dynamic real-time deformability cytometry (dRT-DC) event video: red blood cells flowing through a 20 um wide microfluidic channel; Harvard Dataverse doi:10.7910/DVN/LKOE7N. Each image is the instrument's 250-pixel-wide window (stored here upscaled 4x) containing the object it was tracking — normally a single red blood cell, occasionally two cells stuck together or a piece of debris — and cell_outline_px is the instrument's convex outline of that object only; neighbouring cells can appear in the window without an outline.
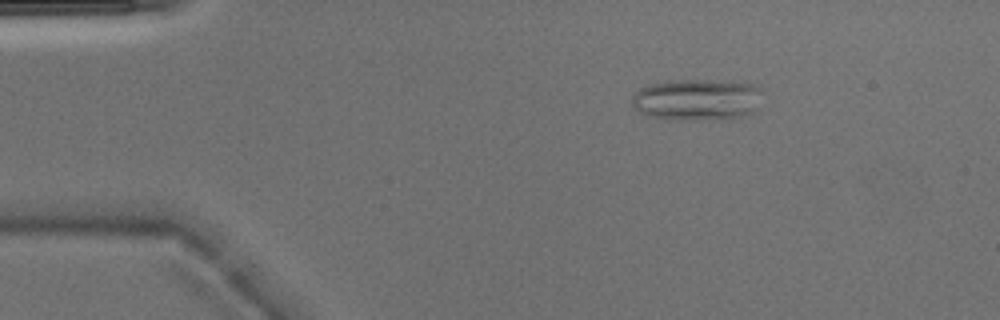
{"species": "Egyptian fruit bat (a non-hibernating species)", "species_latin": "Rousettus aegyptiacus", "temperature_condition": "warm", "stored_images_in_passage": 4, "camera_frame_rate_fps": 3000, "um_per_image_px": 0.085, "animal": {"sex": "male"}, "frame": {"image": 1, "passage_image": 3, "time_ms": 0.667, "image_size_px": [1000, 320], "cell_outline_px": [[760, 92], [752, 112], [744, 116], [708, 120], [668, 120], [648, 116], [640, 112], [632, 104], [632, 96], [644, 84], [668, 80], [708, 80], [752, 84], [760, 88]], "centroid_in_image_um": [59.14, 8.47], "position_along_channel_um": 25.9, "area_um2": 31.56}}